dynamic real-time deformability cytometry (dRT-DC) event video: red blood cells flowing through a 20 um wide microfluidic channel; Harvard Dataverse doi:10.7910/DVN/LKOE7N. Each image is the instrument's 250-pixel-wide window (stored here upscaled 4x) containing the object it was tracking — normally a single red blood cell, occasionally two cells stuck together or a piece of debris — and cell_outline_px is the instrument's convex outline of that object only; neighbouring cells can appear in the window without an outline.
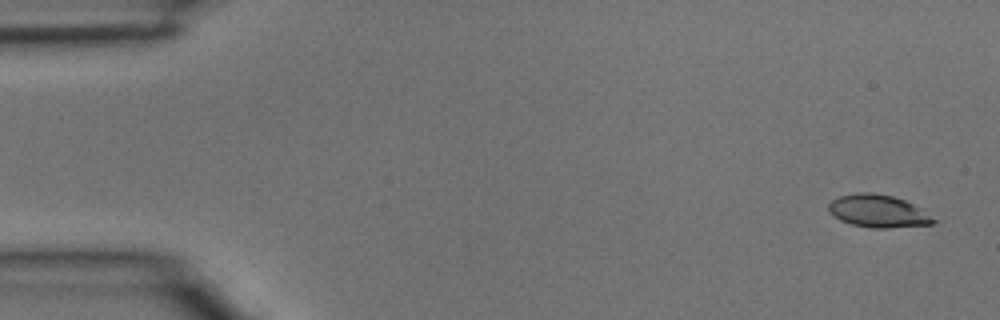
{"species": "common noctule bat (a hibernating species)", "species_latin": "Nyctalus noctula", "temperature_condition": "room temperature", "stored_images_in_passage": 3, "camera_frame_rate_fps": 3000, "um_per_image_px": 0.085, "animal": {"sex": "male", "body_mass_g": 15.6}, "frame": {"image": 1, "passage_image": 1, "time_ms": 0.0, "image_size_px": [1000, 320], "cell_outline_px": [[936, 220], [932, 224], [888, 228], [872, 228], [852, 224], [840, 220], [828, 212], [828, 204], [832, 200], [840, 196], [860, 192], [872, 192], [892, 196], [904, 200], [912, 204]], "centroid_in_image_um": [74.58, 17.94], "position_along_channel_um": 10.4, "area_um2": 19.65}}